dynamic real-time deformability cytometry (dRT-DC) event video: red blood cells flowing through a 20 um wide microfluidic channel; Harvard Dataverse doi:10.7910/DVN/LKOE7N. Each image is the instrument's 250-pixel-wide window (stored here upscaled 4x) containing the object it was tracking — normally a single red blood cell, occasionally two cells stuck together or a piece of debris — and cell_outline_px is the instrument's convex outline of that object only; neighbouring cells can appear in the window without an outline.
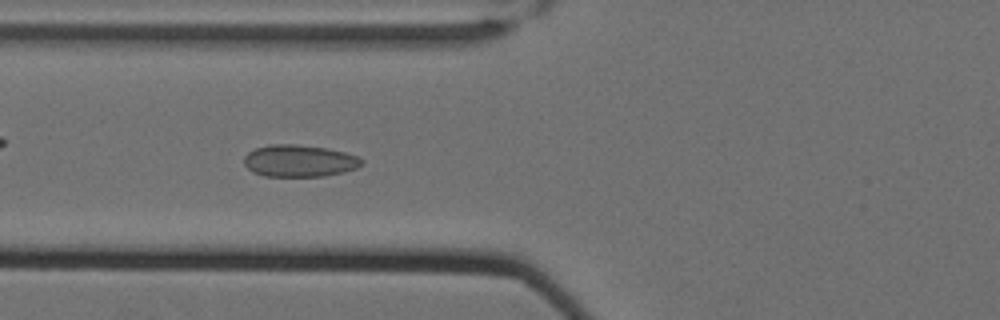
{"species": "Egyptian fruit bat (a non-hibernating species)", "species_latin": "Rousettus aegyptiacus", "temperature_condition": "cold", "stored_images_in_passage": 61, "camera_frame_rate_fps": 3000, "um_per_image_px": 0.085, "animal": {"sex": "female"}, "frame": {"image": 1, "passage_image": 25, "time_ms": 8.0, "image_size_px": [1000, 320], "cell_outline_px": [[364, 164], [356, 168], [344, 172], [324, 176], [264, 176], [252, 172], [244, 164], [244, 156], [248, 152], [256, 148], [268, 144], [296, 144], [328, 148], [360, 156], [364, 160]], "centroid_in_image_um": [25.47, 13.66], "position_along_channel_um": 100.3, "area_um2": 22.2}}
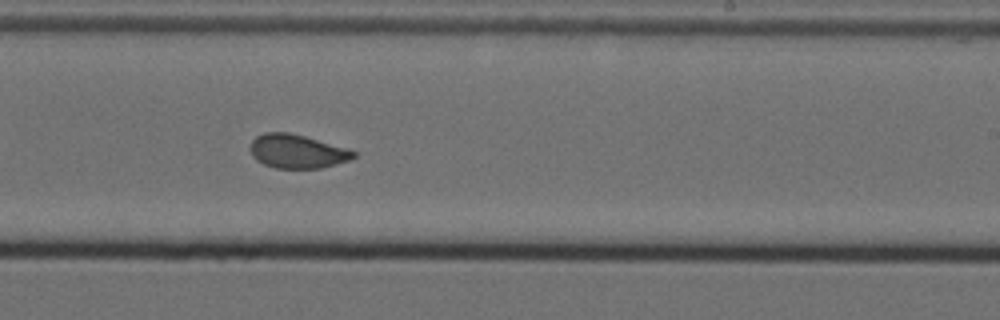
{"frame": {"image": 2, "passage_image": 39, "time_ms": 12.667, "image_size_px": [1000, 320], "cell_outline_px": [[356, 156], [348, 160], [320, 168], [276, 168], [264, 164], [256, 160], [252, 156], [252, 140], [256, 136], [264, 132], [288, 132], [304, 136], [348, 148], [356, 152]], "centroid_in_image_um": [25.25, 12.86], "position_along_channel_um": 263.7, "area_um2": 20.11}}
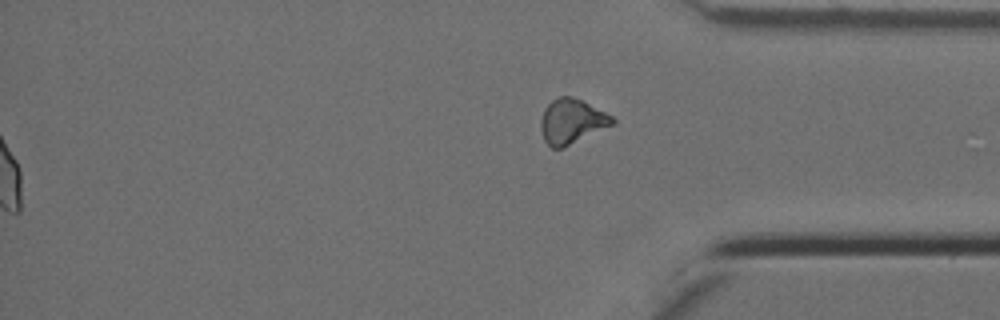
{"frame": {"image": 3, "passage_image": 61, "time_ms": 20.0, "image_size_px": [1000, 320], "cell_outline_px": [[616, 124], [564, 148], [552, 148], [544, 140], [540, 128], [540, 120], [544, 108], [552, 100], [560, 96], [572, 96], [612, 116], [616, 120]], "centroid_in_image_um": [48.6, 10.34], "position_along_channel_um": 386.6, "area_um2": 18.79}, "authors_computed_cell_mechanics": {"area_um2": 21.2126, "velocity_mm_per_s": 3.499, "shape_relaxation_time_tau1_ms": 7.6889, "shape_relaxation_time_tau2_ms": 0.9494, "deformation_change_tau1": 0.1314, "deformation_change_tau2": 0.0716}}